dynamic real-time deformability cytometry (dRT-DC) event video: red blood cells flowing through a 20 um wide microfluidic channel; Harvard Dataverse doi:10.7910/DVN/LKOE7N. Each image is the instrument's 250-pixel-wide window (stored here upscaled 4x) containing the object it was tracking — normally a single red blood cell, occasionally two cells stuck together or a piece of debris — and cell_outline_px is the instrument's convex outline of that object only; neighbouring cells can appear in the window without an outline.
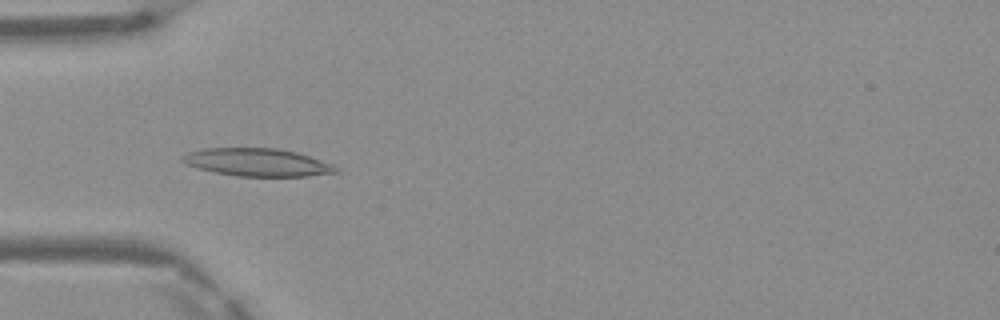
{"species": "Egyptian fruit bat (a non-hibernating species)", "species_latin": "Rousettus aegyptiacus", "temperature_condition": "warm", "stored_images_in_passage": 48, "camera_frame_rate_fps": 3000, "um_per_image_px": 0.085, "frame": {"image": 1, "passage_image": 15, "time_ms": 4.667, "image_size_px": [1000, 320], "cell_outline_px": [[340, 172], [308, 176], [236, 176], [196, 168], [184, 164], [180, 160], [180, 156], [188, 152], [204, 148], [276, 148], [296, 152], [332, 164]], "centroid_in_image_um": [21.81, 13.79], "position_along_channel_um": 63.2, "area_um2": 24.85}}
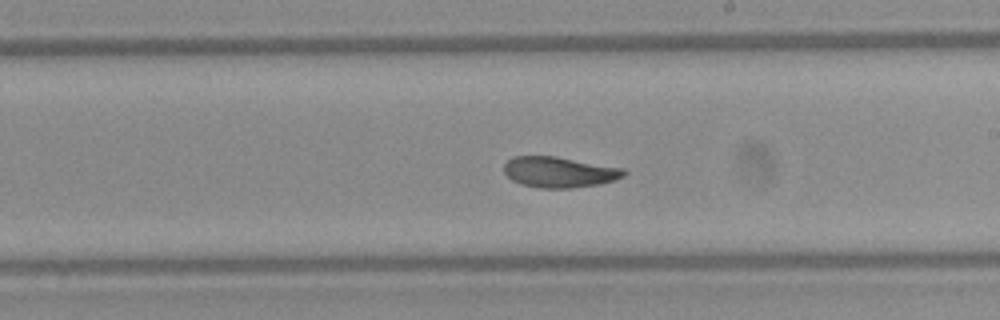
{"frame": {"image": 2, "passage_image": 28, "time_ms": 9.0, "image_size_px": [1000, 320], "cell_outline_px": [[628, 172], [624, 176], [616, 180], [600, 184], [572, 188], [540, 188], [520, 184], [512, 180], [504, 172], [504, 164], [512, 156], [556, 156], [624, 168]], "centroid_in_image_um": [47.56, 14.63], "position_along_channel_um": 241.4, "area_um2": 21.68}}
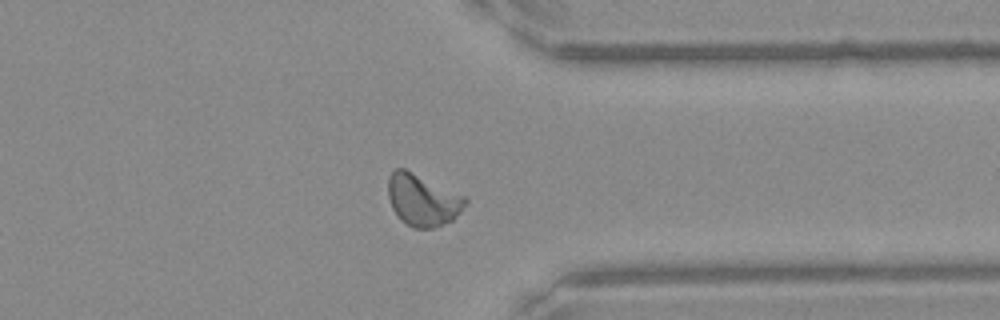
{"frame": {"image": 3, "passage_image": 38, "time_ms": 12.333, "image_size_px": [1000, 320], "cell_outline_px": [[468, 200], [460, 212], [452, 220], [444, 224], [432, 228], [412, 228], [400, 220], [392, 208], [388, 196], [388, 176], [396, 168], [404, 168], [468, 196]], "centroid_in_image_um": [35.93, 16.99], "position_along_channel_um": 375.5, "area_um2": 23.58}, "authors_computed_cell_mechanics": {"area_um2": 22.3686, "velocity_mm_per_s": 4.1358, "shape_relaxation_time_tau1_ms": 8.3565, "shape_relaxation_time_tau2_ms": 2.3155, "deformation_change_tau1": 0.2004, "deformation_change_tau2": 0.0814}}